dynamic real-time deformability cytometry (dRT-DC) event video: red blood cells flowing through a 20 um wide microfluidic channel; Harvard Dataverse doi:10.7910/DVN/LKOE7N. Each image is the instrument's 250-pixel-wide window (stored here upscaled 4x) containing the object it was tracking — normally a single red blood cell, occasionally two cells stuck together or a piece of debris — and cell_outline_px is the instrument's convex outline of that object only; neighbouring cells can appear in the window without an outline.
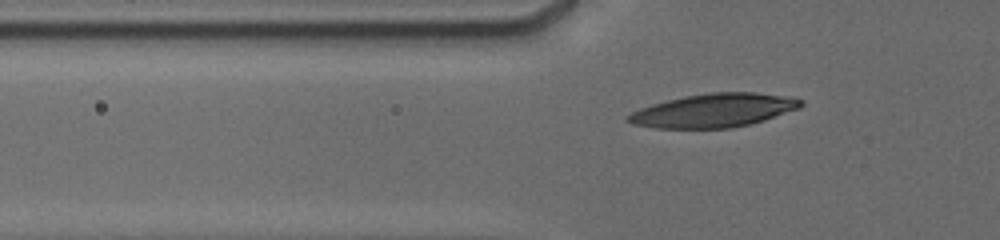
{"species": "human", "species_latin": "Homo sapiens", "temperature_condition": "cold", "stored_images_in_passage": 67, "camera_frame_rate_fps": 3000, "um_per_image_px": 0.085, "donor": {"sex": "male"}, "frame": {"image": 1, "passage_image": 2, "time_ms": 0.333, "image_size_px": [1000, 240], "cell_outline_px": [[804, 104], [800, 108], [764, 120], [732, 128], [656, 128], [632, 124], [624, 120], [624, 116], [640, 108], [652, 104], [684, 96], [712, 92], [756, 92], [784, 96], [804, 100]], "centroid_in_image_um": [60.65, 9.39], "position_along_channel_um": 65.2, "area_um2": 33.87}}
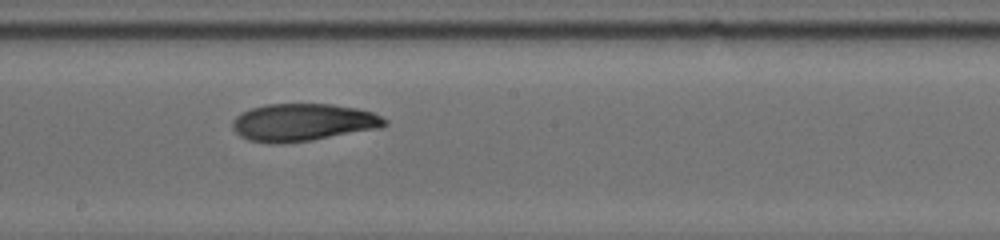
{"frame": {"image": 2, "passage_image": 38, "time_ms": 4.667, "image_size_px": [1000, 240], "cell_outline_px": [[388, 124], [380, 128], [312, 140], [280, 144], [268, 144], [248, 140], [240, 136], [232, 128], [232, 120], [240, 112], [264, 104], [332, 104], [356, 108], [372, 112], [388, 120]], "centroid_in_image_um": [25.72, 10.41], "position_along_channel_um": 222.5, "area_um2": 33.52}}
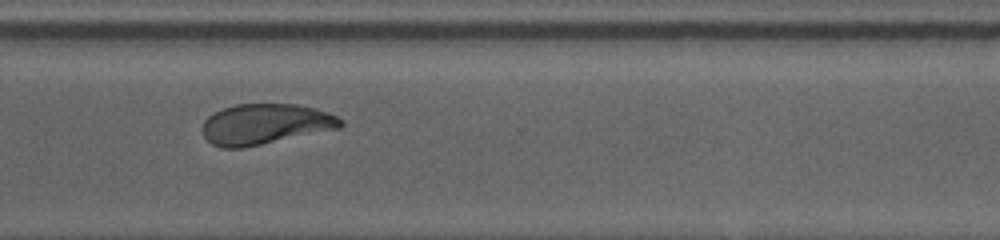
{"frame": {"image": 3, "passage_image": 66, "time_ms": 8.0, "image_size_px": [1000, 240], "cell_outline_px": [[344, 124], [340, 128], [244, 148], [220, 148], [212, 144], [204, 136], [204, 120], [208, 116], [224, 108], [236, 104], [296, 104], [328, 112], [344, 120]], "centroid_in_image_um": [22.56, 10.56], "position_along_channel_um": 348.0, "area_um2": 32.54}}